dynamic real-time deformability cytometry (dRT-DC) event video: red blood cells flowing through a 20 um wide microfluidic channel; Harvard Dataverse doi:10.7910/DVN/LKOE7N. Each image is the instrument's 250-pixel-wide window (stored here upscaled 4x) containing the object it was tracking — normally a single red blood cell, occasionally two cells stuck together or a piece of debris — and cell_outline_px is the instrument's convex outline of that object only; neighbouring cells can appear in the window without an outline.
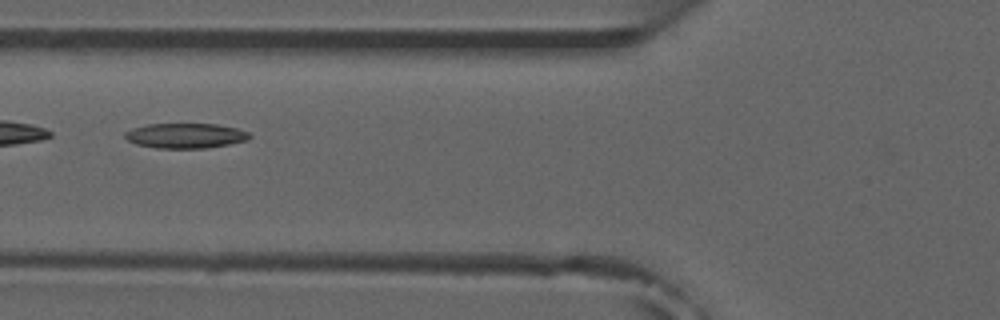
{"species": "common noctule bat (a hibernating species)", "species_latin": "Nyctalus noctula", "temperature_condition": "room temperature", "stored_images_in_passage": 6, "camera_frame_rate_fps": 3000, "um_per_image_px": 0.085, "animal": {"sex": "male", "forearm_length_mm": 52.5}, "frame": {"image": 1, "passage_image": 5, "time_ms": 5.0, "image_size_px": [1000, 320], "cell_outline_px": [[252, 136], [248, 140], [228, 144], [204, 148], [156, 148], [136, 144], [128, 140], [124, 136], [124, 132], [132, 128], [148, 124], [216, 124], [236, 128], [248, 132]], "centroid_in_image_um": [15.75, 11.53], "position_along_channel_um": 110.0, "area_um2": 18.09}}
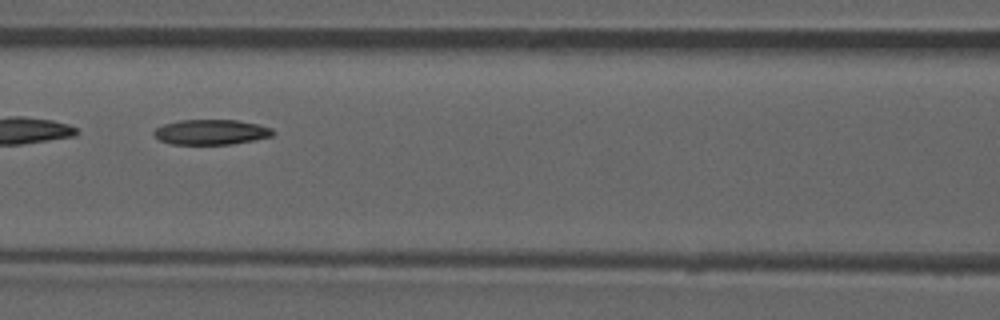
{"frame": {"image": 2, "passage_image": 6, "time_ms": 6.0, "image_size_px": [1000, 320], "cell_outline_px": [[276, 132], [272, 136], [232, 144], [172, 144], [160, 140], [152, 132], [156, 128], [164, 124], [180, 120], [236, 120], [256, 124], [272, 128]], "centroid_in_image_um": [17.95, 11.22], "position_along_channel_um": 148.7, "area_um2": 17.28}}